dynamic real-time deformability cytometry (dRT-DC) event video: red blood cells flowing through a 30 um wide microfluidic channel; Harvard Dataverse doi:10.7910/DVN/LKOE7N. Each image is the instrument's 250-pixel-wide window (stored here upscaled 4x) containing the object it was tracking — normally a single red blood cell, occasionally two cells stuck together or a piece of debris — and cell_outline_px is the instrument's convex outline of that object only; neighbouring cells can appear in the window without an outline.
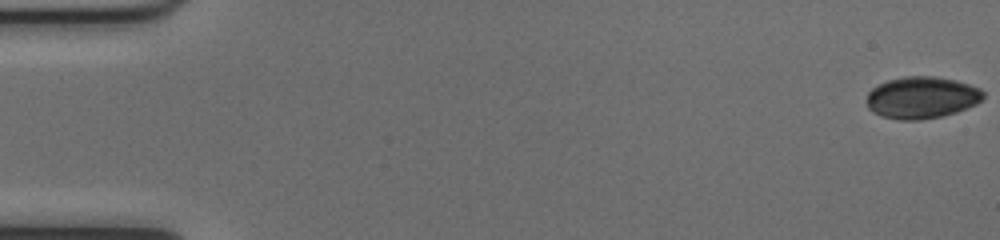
{"species": "common noctule bat (a hibernating species)", "species_latin": "Nyctalus noctula", "temperature_condition": "cold", "stored_images_in_passage": 48, "camera_frame_rate_fps": 3000, "um_per_image_px": 0.085, "animal": {"sex": "female", "body_mass_g": 17.0, "forearm_length_mm": 48.0}, "frame": {"image": 1, "passage_image": 1, "time_ms": 0.0, "image_size_px": [1000, 240], "cell_outline_px": [[984, 96], [976, 104], [956, 112], [940, 116], [920, 120], [900, 120], [880, 116], [872, 112], [868, 108], [868, 92], [872, 88], [888, 80], [904, 76], [936, 76], [956, 80], [980, 88], [984, 92]], "centroid_in_image_um": [78.34, 8.29], "position_along_channel_um": 6.7, "area_um2": 28.44}}